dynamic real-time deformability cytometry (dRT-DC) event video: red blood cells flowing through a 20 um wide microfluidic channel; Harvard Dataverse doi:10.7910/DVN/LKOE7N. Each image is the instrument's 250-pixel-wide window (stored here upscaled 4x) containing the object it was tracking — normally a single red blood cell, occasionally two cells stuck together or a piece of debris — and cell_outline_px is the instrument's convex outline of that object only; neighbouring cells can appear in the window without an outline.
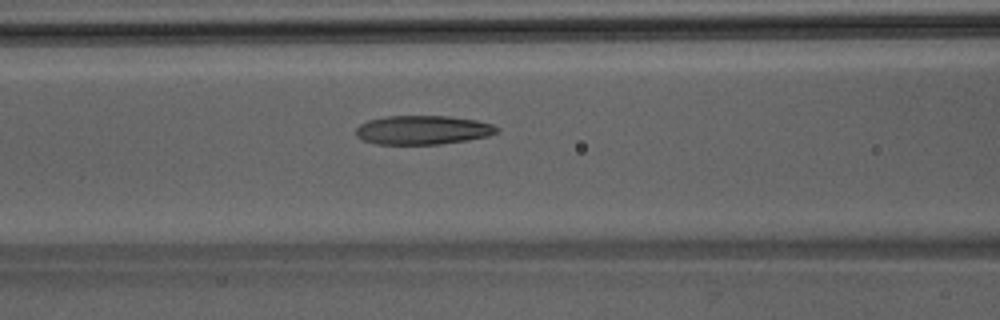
{"species": "Egyptian fruit bat (a non-hibernating species)", "species_latin": "Rousettus aegyptiacus", "temperature_condition": "room temperature", "stored_images_in_passage": 47, "camera_frame_rate_fps": 3000, "um_per_image_px": 0.085, "animal": {"sex": "male"}, "frame": {"image": 1, "passage_image": 19, "time_ms": 6.0, "image_size_px": [1000, 320], "cell_outline_px": [[500, 132], [488, 136], [468, 140], [440, 144], [376, 144], [364, 140], [356, 136], [356, 128], [360, 124], [368, 120], [388, 116], [448, 116], [476, 120], [492, 124], [500, 128]], "centroid_in_image_um": [35.96, 11.05], "position_along_channel_um": 130.6, "area_um2": 23.87}}
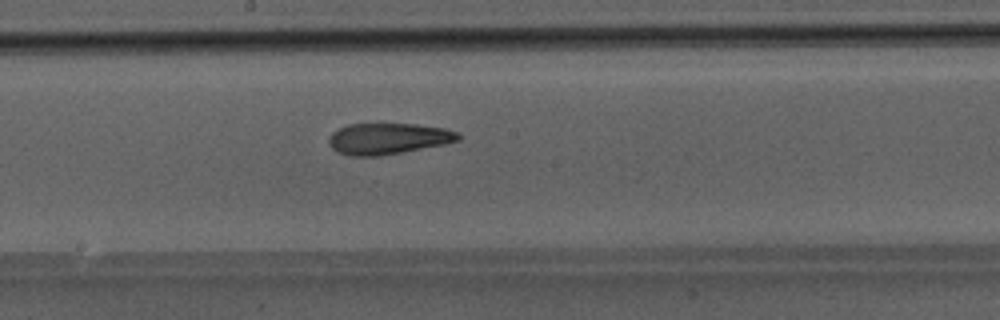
{"frame": {"image": 2, "passage_image": 25, "time_ms": 8.0, "image_size_px": [1000, 320], "cell_outline_px": [[460, 140], [444, 144], [400, 152], [376, 156], [348, 156], [336, 152], [328, 144], [328, 140], [332, 132], [348, 124], [416, 124], [444, 128], [456, 132], [460, 136]], "centroid_in_image_um": [32.94, 11.78], "position_along_channel_um": 215.3, "area_um2": 23.35}}
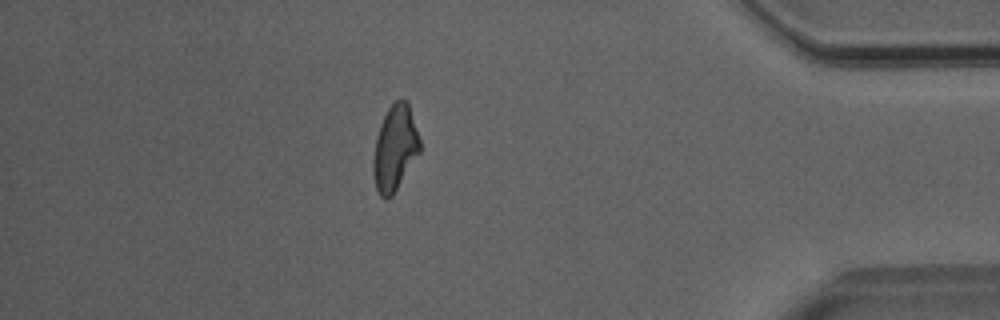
{"frame": {"image": 3, "passage_image": 41, "time_ms": 13.333, "image_size_px": [1000, 320], "cell_outline_px": [[420, 152], [392, 196], [388, 200], [384, 200], [380, 196], [376, 188], [372, 172], [372, 160], [376, 136], [380, 124], [388, 108], [396, 100], [408, 100], [420, 140]], "centroid_in_image_um": [33.55, 12.61], "position_along_channel_um": 401.7, "area_um2": 23.35}}